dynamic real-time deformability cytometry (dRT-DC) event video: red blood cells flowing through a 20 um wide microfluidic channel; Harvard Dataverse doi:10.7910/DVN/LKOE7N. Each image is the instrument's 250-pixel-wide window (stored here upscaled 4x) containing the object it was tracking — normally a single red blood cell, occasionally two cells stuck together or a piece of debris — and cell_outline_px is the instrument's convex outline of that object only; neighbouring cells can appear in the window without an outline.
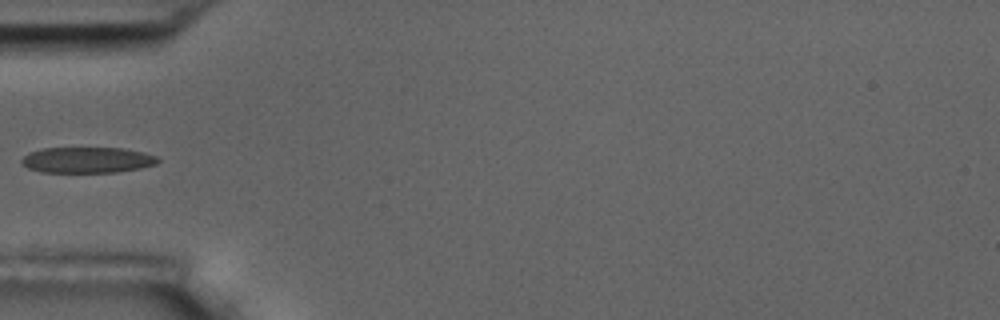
{"species": "common noctule bat (a hibernating species)", "species_latin": "Nyctalus noctula", "temperature_condition": "room temperature", "stored_images_in_passage": 6, "camera_frame_rate_fps": 3000, "um_per_image_px": 0.085, "animal": {"sex": "male", "body_mass_g": 17.5, "forearm_length_mm": 52.3}, "frame": {"image": 1, "passage_image": 5, "time_ms": 5.333, "image_size_px": [1000, 320], "cell_outline_px": [[160, 160], [156, 164], [140, 168], [116, 172], [40, 172], [28, 168], [20, 160], [28, 152], [40, 148], [124, 148], [144, 152], [156, 156]], "centroid_in_image_um": [7.41, 13.59], "position_along_channel_um": 77.6, "area_um2": 20.58}}